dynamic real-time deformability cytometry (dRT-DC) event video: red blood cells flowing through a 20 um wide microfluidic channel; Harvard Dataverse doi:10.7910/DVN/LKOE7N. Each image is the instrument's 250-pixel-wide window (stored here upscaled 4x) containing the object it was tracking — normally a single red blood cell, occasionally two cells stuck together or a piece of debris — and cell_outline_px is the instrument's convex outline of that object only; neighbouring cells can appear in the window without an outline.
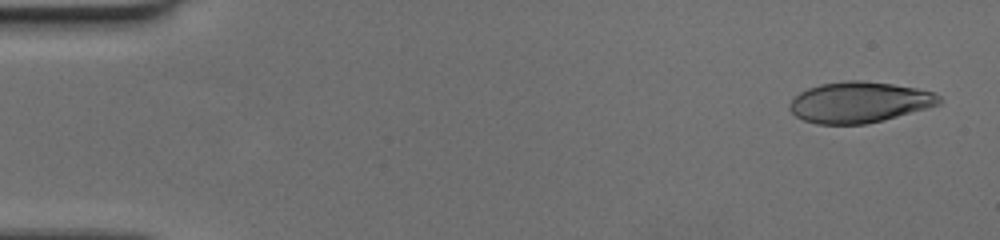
{"species": "human", "species_latin": "Homo sapiens", "temperature_condition": "cold", "stored_images_in_passage": 59, "camera_frame_rate_fps": 3000, "um_per_image_px": 0.085, "donor": {"sex": "female"}, "frame": {"image": 1, "passage_image": 3, "time_ms": 0.667, "image_size_px": [1000, 240], "cell_outline_px": [[944, 100], [940, 104], [928, 108], [884, 120], [864, 124], [816, 124], [804, 120], [796, 116], [788, 108], [788, 104], [800, 92], [808, 88], [820, 84], [848, 80], [860, 80], [892, 84], [916, 88], [932, 92], [940, 96]], "centroid_in_image_um": [73.05, 8.69], "position_along_channel_um": 11.9, "area_um2": 35.66}}
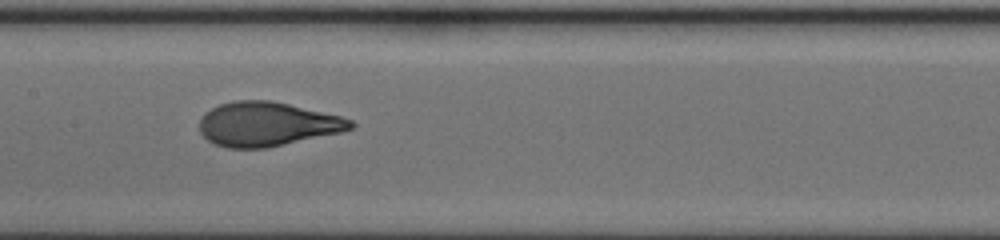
{"frame": {"image": 2, "passage_image": 30, "time_ms": 9.667, "image_size_px": [1000, 240], "cell_outline_px": [[356, 124], [352, 128], [340, 132], [268, 148], [228, 148], [212, 144], [200, 132], [200, 116], [204, 112], [220, 104], [232, 100], [272, 100], [340, 116], [352, 120]], "centroid_in_image_um": [22.67, 10.55], "position_along_channel_um": 184.7, "area_um2": 39.02}}
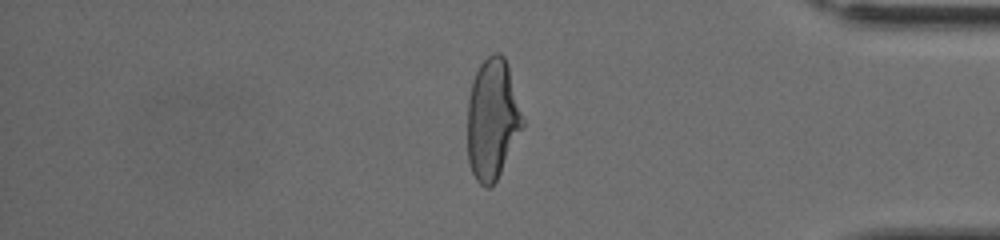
{"frame": {"image": 3, "passage_image": 50, "time_ms": 16.333, "image_size_px": [1000, 240], "cell_outline_px": [[524, 124], [496, 180], [488, 188], [484, 188], [476, 180], [468, 164], [468, 100], [472, 80], [480, 64], [492, 52], [500, 52], [504, 56], [508, 64], [524, 120]], "centroid_in_image_um": [41.84, 10.1], "position_along_channel_um": 393.4, "area_um2": 38.67}}